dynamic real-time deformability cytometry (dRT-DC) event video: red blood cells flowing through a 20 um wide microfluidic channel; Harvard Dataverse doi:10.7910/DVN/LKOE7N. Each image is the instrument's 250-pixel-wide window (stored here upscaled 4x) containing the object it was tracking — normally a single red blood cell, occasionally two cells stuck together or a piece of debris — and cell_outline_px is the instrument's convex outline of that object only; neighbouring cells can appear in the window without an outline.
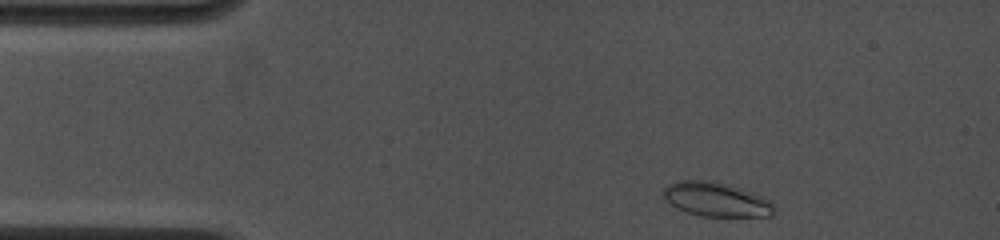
{"species": "common noctule bat (a hibernating species)", "species_latin": "Nyctalus noctula", "temperature_condition": "cold", "stored_images_in_passage": 16, "camera_frame_rate_fps": 4500, "um_per_image_px": 0.085, "animal": {"sex": "female", "body_mass_g": 19.0, "forearm_length_mm": 53.3}, "frame": {"image": 1, "passage_image": 2, "time_ms": 0.222, "image_size_px": [1000, 240], "cell_outline_px": [[776, 208], [768, 216], [700, 216], [676, 208], [664, 196], [664, 188], [668, 184], [676, 180], [708, 180], [740, 188], [764, 196], [772, 200]], "centroid_in_image_um": [60.91, 16.94], "position_along_channel_um": 24.1, "area_um2": 21.96}}
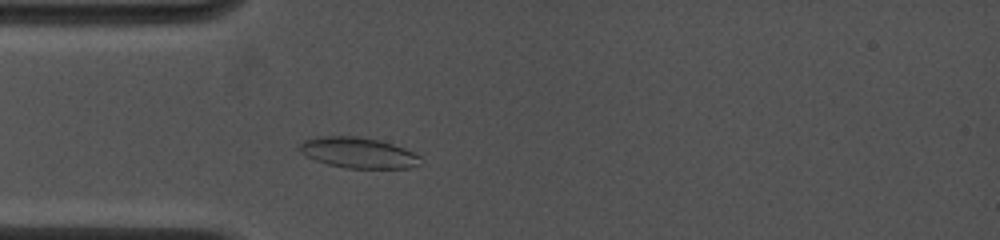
{"frame": {"image": 2, "passage_image": 14, "time_ms": 2.444, "image_size_px": [1000, 240], "cell_outline_px": [[424, 164], [408, 168], [348, 168], [328, 164], [316, 160], [300, 152], [300, 144], [304, 140], [320, 136], [356, 136], [380, 140], [404, 148], [420, 156]], "centroid_in_image_um": [30.5, 12.98], "position_along_channel_um": 54.5, "area_um2": 21.56}}